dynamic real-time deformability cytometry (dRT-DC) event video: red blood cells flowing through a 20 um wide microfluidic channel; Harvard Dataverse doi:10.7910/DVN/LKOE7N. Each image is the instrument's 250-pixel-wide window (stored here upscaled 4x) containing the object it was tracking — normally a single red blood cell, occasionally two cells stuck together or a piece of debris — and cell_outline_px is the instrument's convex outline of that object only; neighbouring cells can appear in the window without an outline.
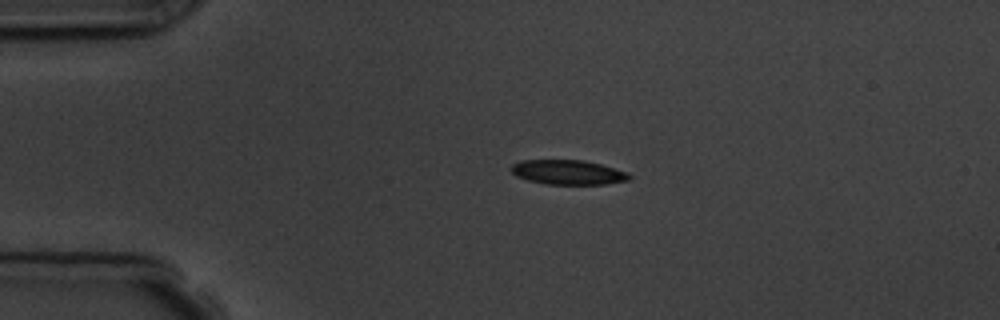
{"species": "common noctule bat (a hibernating species)", "species_latin": "Nyctalus noctula", "temperature_condition": "room temperature", "stored_images_in_passage": 14, "camera_frame_rate_fps": 3000, "um_per_image_px": 0.085, "animal": {"sex": "male", "body_mass_g": 19.5, "forearm_length_mm": 54.6}, "frame": {"image": 1, "passage_image": 3, "time_ms": 2.333, "image_size_px": [1000, 320], "cell_outline_px": [[632, 180], [604, 184], [548, 184], [528, 180], [516, 176], [512, 172], [512, 164], [520, 160], [584, 160], [600, 164], [628, 172], [632, 176]], "centroid_in_image_um": [48.32, 14.64], "position_along_channel_um": 36.7, "area_um2": 16.94}, "authors_computed_cell_mechanics": {"area_um2": 17.4556, "velocity_mm_per_s": 3.6905, "shape_relaxation_time_tau1_ms": 1.9161, "shape_relaxation_time_tau2_ms": 4.996, "deformation_change_tau1": 0.1002, "deformation_change_tau2": 0.1029}}